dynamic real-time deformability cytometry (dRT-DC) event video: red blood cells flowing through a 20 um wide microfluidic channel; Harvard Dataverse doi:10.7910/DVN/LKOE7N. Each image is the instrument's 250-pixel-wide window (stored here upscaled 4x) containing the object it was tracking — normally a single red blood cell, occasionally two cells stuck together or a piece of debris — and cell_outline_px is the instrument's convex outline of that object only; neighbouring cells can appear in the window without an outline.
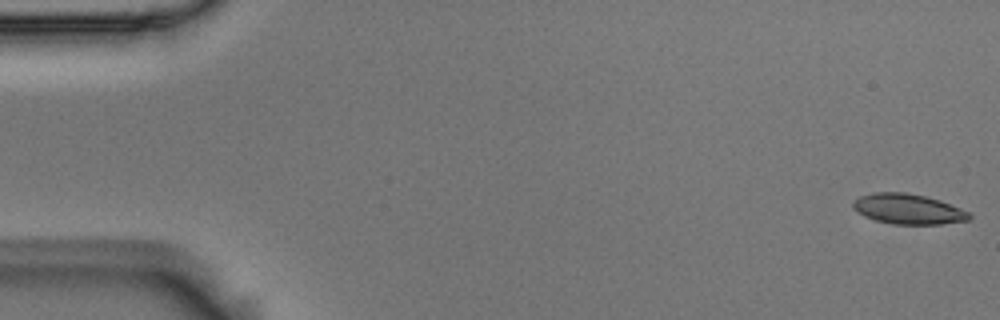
{"species": "Egyptian fruit bat (a non-hibernating species)", "species_latin": "Rousettus aegyptiacus", "temperature_condition": "room temperature", "stored_images_in_passage": 55, "camera_frame_rate_fps": 3000, "um_per_image_px": 0.085, "animal": {"sex": "male"}, "frame": {"image": 1, "passage_image": 1, "time_ms": 0.0, "image_size_px": [1000, 320], "cell_outline_px": [[972, 216], [968, 220], [940, 224], [892, 224], [876, 220], [864, 216], [856, 212], [852, 208], [852, 200], [860, 196], [872, 192], [908, 192], [940, 200], [960, 208], [968, 212]], "centroid_in_image_um": [77.14, 17.76], "position_along_channel_um": 7.9, "area_um2": 20.58}}
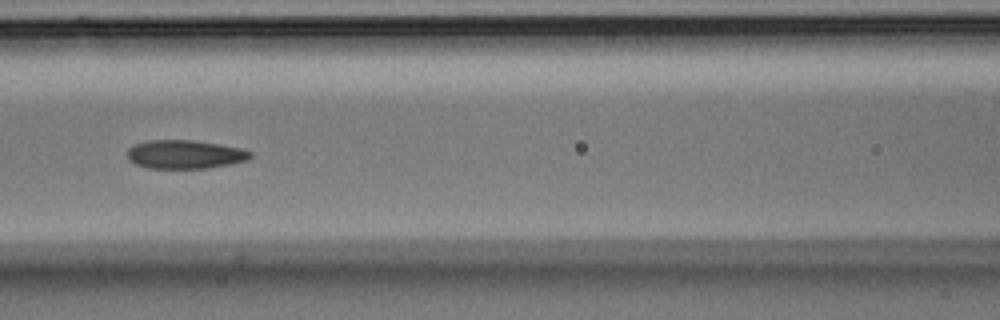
{"frame": {"image": 2, "passage_image": 24, "time_ms": 7.667, "image_size_px": [1000, 320], "cell_outline_px": [[252, 156], [248, 160], [232, 164], [208, 168], [148, 168], [136, 164], [128, 160], [128, 148], [136, 144], [148, 140], [192, 140], [220, 144], [240, 148], [252, 152]], "centroid_in_image_um": [15.74, 13.12], "position_along_channel_um": 150.9, "area_um2": 20.58}}
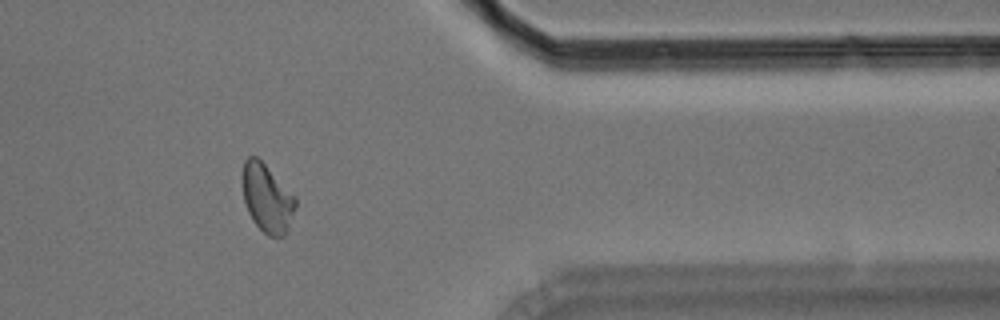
{"frame": {"image": 3, "passage_image": 45, "time_ms": 14.667, "image_size_px": [1000, 320], "cell_outline_px": [[296, 204], [288, 232], [284, 236], [268, 236], [252, 220], [248, 212], [244, 200], [240, 180], [240, 176], [244, 160], [248, 156], [256, 156], [296, 196]], "centroid_in_image_um": [22.67, 16.83], "position_along_channel_um": 388.7, "area_um2": 21.39}, "authors_computed_cell_mechanics": {"area_um2": 21.0392, "velocity_mm_per_s": 3.6664, "shape_relaxation_time_tau1_ms": 7.5194, "shape_relaxation_time_tau2_ms": 3.3469, "deformation_change_tau1": 0.1502, "deformation_change_tau2": 0.0748}}